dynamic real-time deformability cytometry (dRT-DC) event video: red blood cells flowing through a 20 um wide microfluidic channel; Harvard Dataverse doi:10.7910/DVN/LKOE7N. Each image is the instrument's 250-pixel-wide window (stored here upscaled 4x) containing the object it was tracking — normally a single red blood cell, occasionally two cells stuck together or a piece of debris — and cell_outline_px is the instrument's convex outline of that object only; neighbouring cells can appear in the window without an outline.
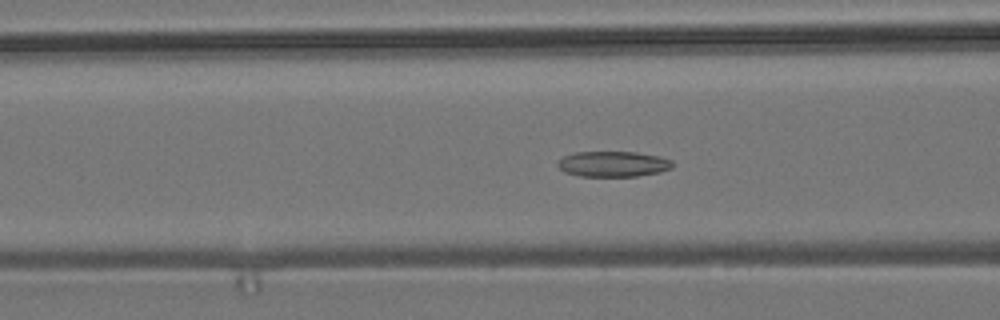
{"species": "common noctule bat (a hibernating species)", "species_latin": "Nyctalus noctula", "temperature_condition": "room temperature", "stored_images_in_passage": 44, "camera_frame_rate_fps": 3000, "um_per_image_px": 0.085, "animal": {"sex": "male", "body_mass_g": 19.2, "forearm_length_mm": 51.8}, "frame": {"image": 1, "passage_image": 14, "time_ms": 4.333, "image_size_px": [1000, 320], "cell_outline_px": [[676, 164], [672, 168], [660, 172], [636, 176], [580, 176], [564, 172], [556, 164], [556, 160], [572, 152], [636, 152], [660, 156], [672, 160]], "centroid_in_image_um": [52.12, 13.93], "position_along_channel_um": 114.5, "area_um2": 17.34}}
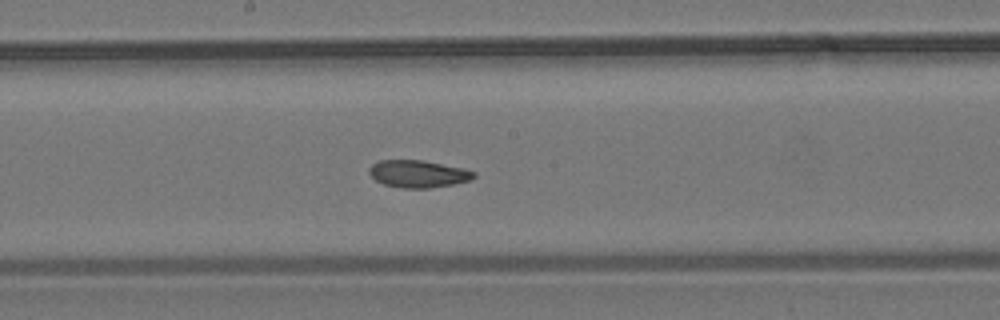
{"frame": {"image": 2, "passage_image": 22, "time_ms": 7.0, "image_size_px": [1000, 320], "cell_outline_px": [[476, 176], [468, 180], [452, 184], [428, 188], [404, 188], [384, 184], [376, 180], [368, 172], [368, 168], [372, 164], [380, 160], [424, 160], [464, 168], [476, 172]], "centroid_in_image_um": [35.53, 14.76], "position_along_channel_um": 212.7, "area_um2": 16.59}}
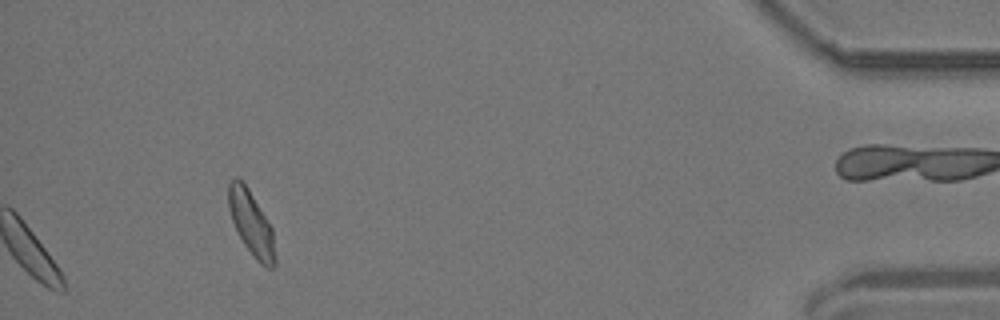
{"frame": {"image": 3, "passage_image": 44, "time_ms": 14.333, "image_size_px": [1000, 320], "cell_outline_px": [[276, 264], [272, 268], [268, 268], [260, 264], [256, 260], [244, 244], [232, 220], [228, 208], [228, 180], [236, 176], [248, 188], [272, 228], [276, 260]], "centroid_in_image_um": [21.35, 18.98], "position_along_channel_um": 413.9, "area_um2": 17.34}, "authors_computed_cell_mechanics": {"area_um2": 17.8602, "velocity_mm_per_s": 3.6806, "shape_relaxation_time_tau1_ms": 8.5367, "shape_relaxation_time_tau2_ms": 2.9152, "deformation_change_tau1": 0.1578, "deformation_change_tau2": 0.0831}}